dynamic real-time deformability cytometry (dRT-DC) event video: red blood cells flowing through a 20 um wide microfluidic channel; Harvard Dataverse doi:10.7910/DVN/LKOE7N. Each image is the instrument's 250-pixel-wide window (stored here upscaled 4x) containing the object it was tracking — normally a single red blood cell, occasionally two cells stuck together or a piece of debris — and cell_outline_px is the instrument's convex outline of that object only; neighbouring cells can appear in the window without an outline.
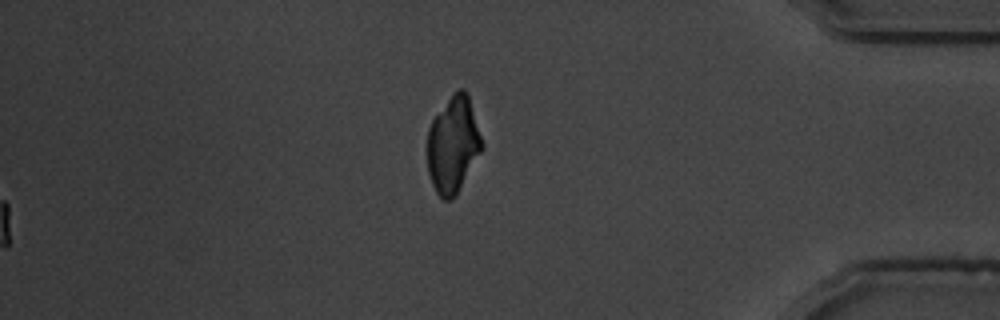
{"species": "common noctule bat (a hibernating species)", "species_latin": "Nyctalus noctula", "temperature_condition": "warm", "stored_images_in_passage": 51, "segment_of_instrument_passage": [2, 2], "camera_frame_rate_fps": 3000, "um_per_image_px": 0.085, "animal": {"sex": "male", "body_mass_g": 19.5, "forearm_length_mm": 54.6}, "frame": {"image": 1, "passage_image": 51, "time_ms": 16.667, "image_size_px": [1000, 320], "cell_outline_px": [[484, 148], [456, 196], [452, 200], [444, 200], [436, 192], [432, 184], [428, 172], [428, 128], [432, 120], [452, 92], [460, 88], [464, 88], [468, 92], [484, 144]], "centroid_in_image_um": [38.54, 12.28], "position_along_channel_um": 396.7, "area_um2": 31.1}}